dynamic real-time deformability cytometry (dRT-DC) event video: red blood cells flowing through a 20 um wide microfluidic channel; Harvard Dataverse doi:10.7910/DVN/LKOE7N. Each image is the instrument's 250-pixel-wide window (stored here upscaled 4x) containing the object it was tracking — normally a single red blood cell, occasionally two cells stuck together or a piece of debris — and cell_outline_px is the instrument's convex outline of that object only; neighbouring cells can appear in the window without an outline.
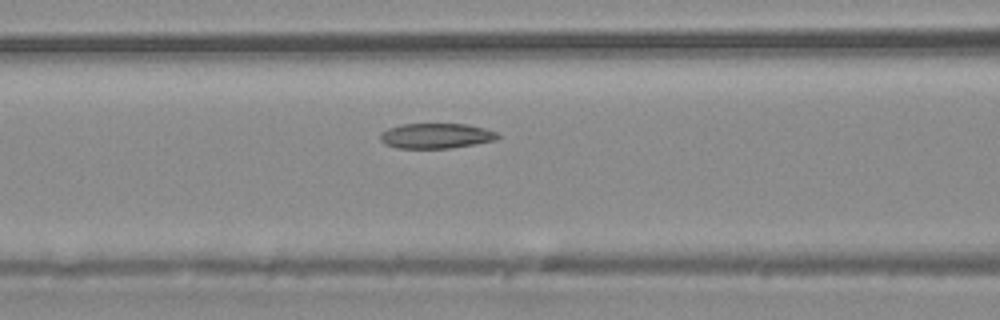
{"species": "common noctule bat (a hibernating species)", "species_latin": "Nyctalus noctula", "temperature_condition": "warm", "stored_images_in_passage": 5, "camera_frame_rate_fps": 3000, "um_per_image_px": 0.085, "animal": {"sex": "male", "body_mass_g": 20.4}, "frame": {"image": 1, "passage_image": 5, "time_ms": 5.0, "image_size_px": [1000, 320], "cell_outline_px": [[500, 136], [496, 140], [452, 148], [396, 148], [384, 144], [380, 140], [380, 132], [388, 128], [400, 124], [468, 124], [484, 128], [496, 132]], "centroid_in_image_um": [37.04, 11.54], "position_along_channel_um": 129.6, "area_um2": 17.34}}